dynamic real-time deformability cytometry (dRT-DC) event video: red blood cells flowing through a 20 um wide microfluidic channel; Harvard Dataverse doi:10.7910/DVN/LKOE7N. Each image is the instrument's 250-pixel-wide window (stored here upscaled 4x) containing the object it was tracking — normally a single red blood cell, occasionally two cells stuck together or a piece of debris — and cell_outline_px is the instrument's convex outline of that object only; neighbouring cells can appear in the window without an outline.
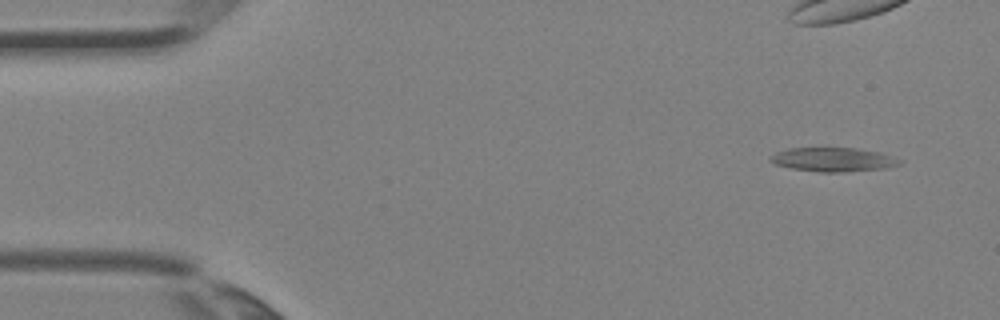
{"species": "Egyptian fruit bat (a non-hibernating species)", "species_latin": "Rousettus aegyptiacus", "temperature_condition": "room temperature", "stored_images_in_passage": 4, "camera_frame_rate_fps": 3000, "um_per_image_px": 0.085, "animal": {"sex": "female"}, "frame": {"image": 1, "passage_image": 1, "time_ms": 0.0, "image_size_px": [1000, 320], "cell_outline_px": [[904, 160], [900, 164], [888, 168], [844, 172], [820, 172], [792, 168], [776, 164], [768, 160], [768, 156], [776, 152], [788, 148], [856, 148], [880, 152]], "centroid_in_image_um": [70.84, 13.56], "position_along_channel_um": 14.2, "area_um2": 18.21}}